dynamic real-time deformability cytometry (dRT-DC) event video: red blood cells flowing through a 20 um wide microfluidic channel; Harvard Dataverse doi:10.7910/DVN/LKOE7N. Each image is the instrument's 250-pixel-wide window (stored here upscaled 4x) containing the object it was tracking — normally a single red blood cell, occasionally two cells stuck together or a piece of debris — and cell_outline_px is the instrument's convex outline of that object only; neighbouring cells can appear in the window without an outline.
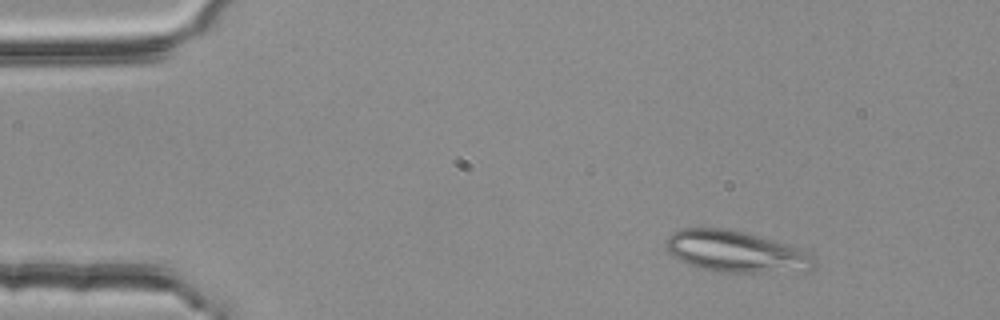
{"species": "common noctule bat (a hibernating species)", "species_latin": "Nyctalus noctula", "temperature_condition": "room temperature", "stored_images_in_passage": 3, "camera_frame_rate_fps": 3000, "um_per_image_px": 0.085, "animal": {"sex": "female", "body_mass_g": 25.1}, "frame": {"image": 1, "passage_image": 1, "time_ms": 0.0, "image_size_px": [1000, 320], "cell_outline_px": [[816, 268], [808, 272], [720, 272], [700, 268], [688, 264], [672, 256], [668, 252], [668, 236], [672, 232], [684, 228], [724, 228], [788, 244], [808, 252], [816, 256]], "centroid_in_image_um": [62.63, 21.42], "position_along_channel_um": 22.4, "area_um2": 35.78}}